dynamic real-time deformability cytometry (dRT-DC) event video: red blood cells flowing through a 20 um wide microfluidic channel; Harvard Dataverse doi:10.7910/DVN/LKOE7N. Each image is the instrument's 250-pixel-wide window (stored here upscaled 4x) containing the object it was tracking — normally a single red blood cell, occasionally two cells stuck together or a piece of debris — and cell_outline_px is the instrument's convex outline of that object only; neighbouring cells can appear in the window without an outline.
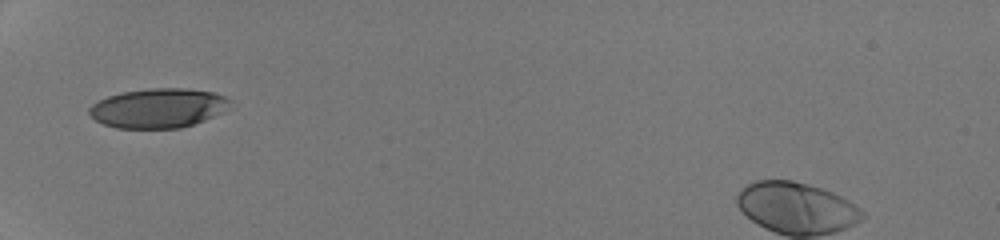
{"species": "human", "species_latin": "Homo sapiens", "temperature_condition": "room temperature", "stored_images_in_passage": 31, "camera_frame_rate_fps": 3000, "um_per_image_px": 0.085, "donor": {"sex": "male"}, "frame": {"image": 1, "passage_image": 1, "time_ms": 0.0, "image_size_px": [1000, 240], "cell_outline_px": [[232, 100], [228, 108], [224, 112], [204, 120], [180, 128], [116, 128], [104, 124], [96, 120], [88, 112], [88, 108], [92, 104], [108, 96], [124, 92], [152, 88], [184, 88], [212, 92], [224, 96]], "centroid_in_image_um": [13.47, 9.19], "position_along_channel_um": 71.5, "area_um2": 32.25}}
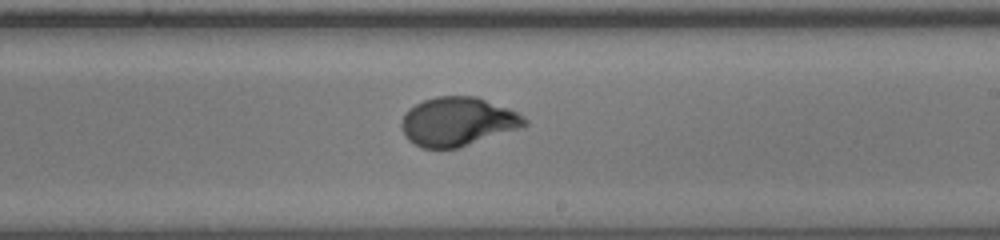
{"frame": {"image": 2, "passage_image": 14, "time_ms": 4.333, "image_size_px": [1000, 240], "cell_outline_px": [[528, 124], [520, 128], [456, 148], [420, 148], [408, 140], [404, 136], [400, 128], [400, 120], [404, 112], [408, 108], [424, 100], [436, 96], [476, 96], [508, 108], [524, 116], [528, 120]], "centroid_in_image_um": [38.85, 10.33], "position_along_channel_um": 250.2, "area_um2": 35.14}}
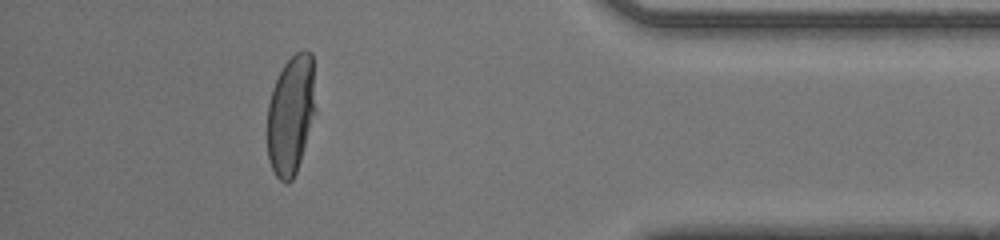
{"frame": {"image": 3, "passage_image": 27, "time_ms": 8.667, "image_size_px": [1000, 240], "cell_outline_px": [[316, 112], [296, 172], [292, 180], [288, 184], [284, 184], [276, 176], [268, 160], [268, 104], [272, 88], [284, 64], [296, 52], [304, 48], [312, 52], [316, 108]], "centroid_in_image_um": [24.74, 9.74], "position_along_channel_um": 410.5, "area_um2": 33.81}, "authors_computed_cell_mechanics": {"area_um2": 34.5066, "velocity_mm_per_s": 4.2997, "shape_relaxation_time_tau1_ms": 3.4663, "shape_relaxation_time_tau2_ms": null, "deformation_change_tau1": 0.2091, "deformation_change_tau2": null}}